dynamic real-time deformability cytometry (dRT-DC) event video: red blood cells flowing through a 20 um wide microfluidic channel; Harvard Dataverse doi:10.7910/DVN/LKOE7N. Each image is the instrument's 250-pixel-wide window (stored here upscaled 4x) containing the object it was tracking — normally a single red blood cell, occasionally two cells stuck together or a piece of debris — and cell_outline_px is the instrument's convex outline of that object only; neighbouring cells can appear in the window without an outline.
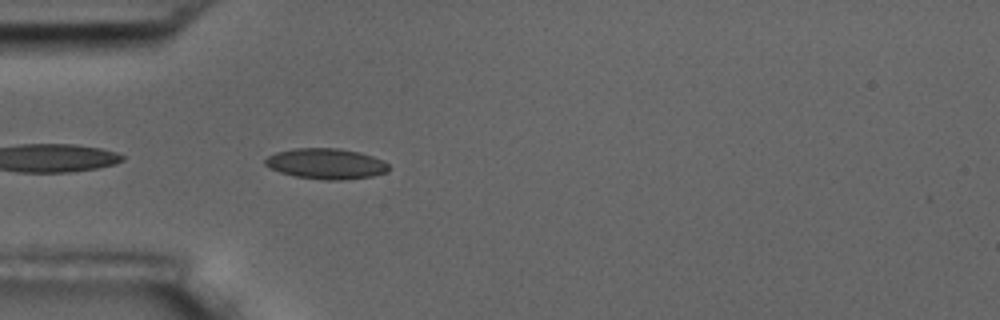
{"species": "common noctule bat (a hibernating species)", "species_latin": "Nyctalus noctula", "temperature_condition": "room temperature", "stored_images_in_passage": 11, "camera_frame_rate_fps": 3000, "um_per_image_px": 0.085, "animal": {"sex": "male", "body_mass_g": 17.5, "forearm_length_mm": 52.3}, "frame": {"image": 1, "passage_image": 2, "time_ms": 0.333, "image_size_px": [1000, 320], "cell_outline_px": [[388, 172], [372, 176], [340, 180], [324, 180], [296, 176], [280, 172], [264, 164], [264, 160], [268, 156], [276, 152], [296, 148], [340, 148], [360, 152], [372, 156], [388, 164]], "centroid_in_image_um": [27.71, 13.91], "position_along_channel_um": 57.3, "area_um2": 21.91}}